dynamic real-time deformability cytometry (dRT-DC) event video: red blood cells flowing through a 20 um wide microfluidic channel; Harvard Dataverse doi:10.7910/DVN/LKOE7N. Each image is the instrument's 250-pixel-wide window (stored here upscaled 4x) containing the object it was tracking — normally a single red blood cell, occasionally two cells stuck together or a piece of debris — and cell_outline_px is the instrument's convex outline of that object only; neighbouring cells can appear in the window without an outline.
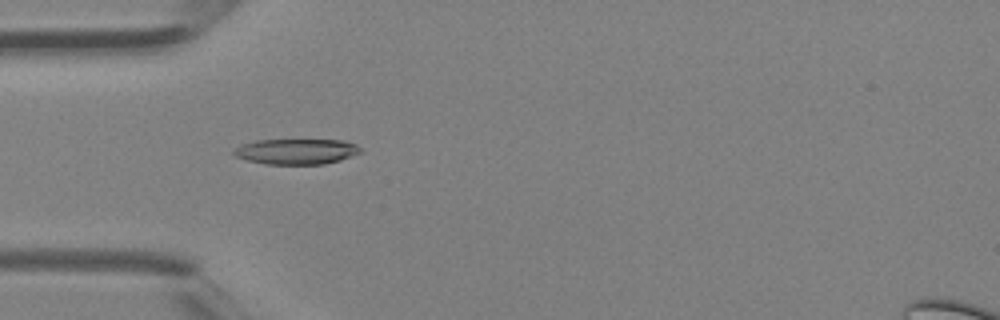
{"species": "Egyptian fruit bat (a non-hibernating species)", "species_latin": "Rousettus aegyptiacus", "temperature_condition": "room temperature", "stored_images_in_passage": 31, "camera_frame_rate_fps": 3000, "um_per_image_px": 0.085, "animal": {"sex": "female"}, "frame": {"image": 1, "passage_image": 3, "time_ms": 0.667, "image_size_px": [1000, 320], "cell_outline_px": [[360, 152], [340, 160], [324, 164], [264, 164], [248, 160], [236, 156], [232, 152], [240, 144], [256, 140], [344, 140], [356, 144], [360, 148]], "centroid_in_image_um": [25.17, 12.87], "position_along_channel_um": 59.8, "area_um2": 18.73}}
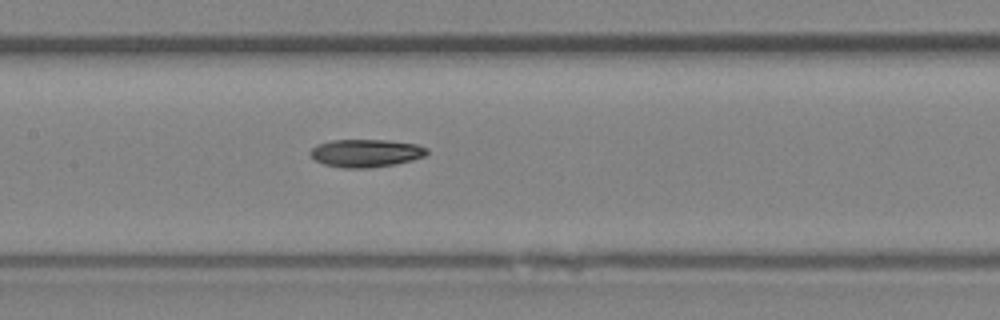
{"frame": {"image": 2, "passage_image": 10, "time_ms": 3.0, "image_size_px": [1000, 320], "cell_outline_px": [[428, 152], [424, 156], [412, 160], [396, 164], [372, 168], [340, 168], [324, 164], [316, 160], [308, 152], [316, 144], [332, 140], [388, 140], [416, 144], [428, 148]], "centroid_in_image_um": [31.09, 13.02], "position_along_channel_um": 176.3, "area_um2": 19.07}}
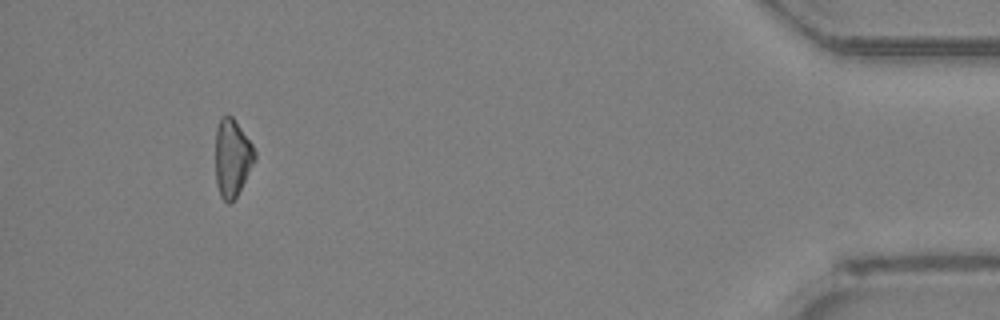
{"frame": {"image": 3, "passage_image": 28, "time_ms": 9.0, "image_size_px": [1000, 320], "cell_outline_px": [[256, 160], [236, 196], [228, 204], [220, 196], [216, 184], [216, 128], [220, 116], [232, 116], [252, 144], [256, 152]], "centroid_in_image_um": [19.74, 13.41], "position_along_channel_um": 415.5, "area_um2": 17.69}}